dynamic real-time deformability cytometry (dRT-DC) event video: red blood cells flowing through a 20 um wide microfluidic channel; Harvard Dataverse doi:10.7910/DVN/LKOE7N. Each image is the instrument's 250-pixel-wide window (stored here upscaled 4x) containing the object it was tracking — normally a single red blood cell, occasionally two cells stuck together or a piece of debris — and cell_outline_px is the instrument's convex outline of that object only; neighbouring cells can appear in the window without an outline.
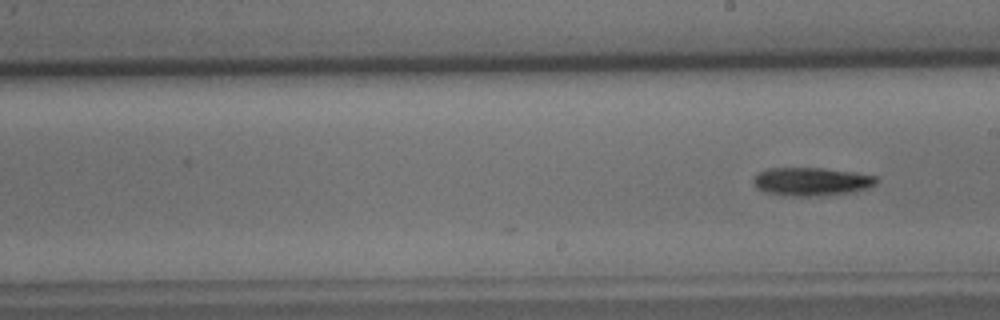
{"species": "common noctule bat (a hibernating species)", "species_latin": "Nyctalus noctula", "temperature_condition": "cold", "stored_images_in_passage": 13, "camera_frame_rate_fps": 3000, "um_per_image_px": 0.085, "animal": {"sex": "male", "body_mass_g": 15.6}, "frame": {"image": 1, "passage_image": 13, "time_ms": 4.0, "image_size_px": [1000, 320], "cell_outline_px": [[876, 184], [868, 188], [848, 192], [816, 196], [792, 196], [768, 192], [756, 188], [752, 180], [760, 172], [768, 168], [824, 168], [852, 172], [876, 176]], "centroid_in_image_um": [68.96, 15.42], "position_along_channel_um": 220.0, "area_um2": 19.94}}